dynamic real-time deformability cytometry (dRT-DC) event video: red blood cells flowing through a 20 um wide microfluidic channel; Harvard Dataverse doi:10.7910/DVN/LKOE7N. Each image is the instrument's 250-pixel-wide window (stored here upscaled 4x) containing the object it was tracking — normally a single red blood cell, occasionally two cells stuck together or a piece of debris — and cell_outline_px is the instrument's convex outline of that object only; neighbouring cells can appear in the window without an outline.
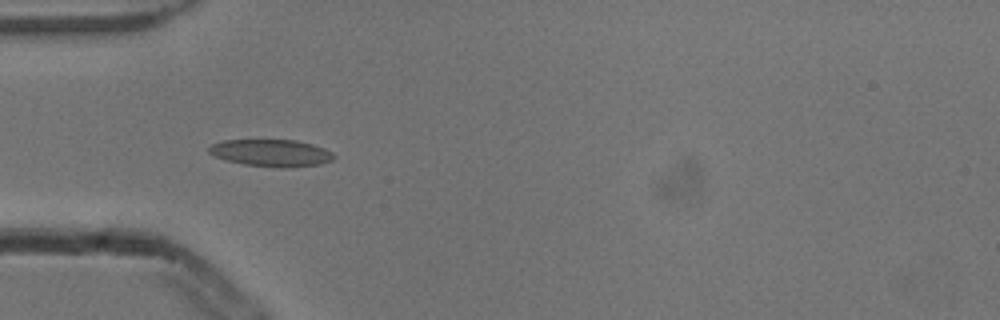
{"species": "common noctule bat (a hibernating species)", "species_latin": "Nyctalus noctula", "temperature_condition": "cold", "stored_images_in_passage": 5, "camera_frame_rate_fps": 3000, "um_per_image_px": 0.085, "animal": {"sex": "male", "body_mass_g": 13.3}, "frame": {"image": 1, "passage_image": 4, "time_ms": 1.0, "image_size_px": [1000, 320], "cell_outline_px": [[336, 156], [332, 160], [320, 164], [288, 168], [280, 168], [244, 164], [228, 160], [216, 156], [208, 152], [208, 148], [212, 144], [224, 140], [296, 140], [312, 144], [324, 148], [332, 152]], "centroid_in_image_um": [23.09, 13.0], "position_along_channel_um": 61.9, "area_um2": 19.65}}
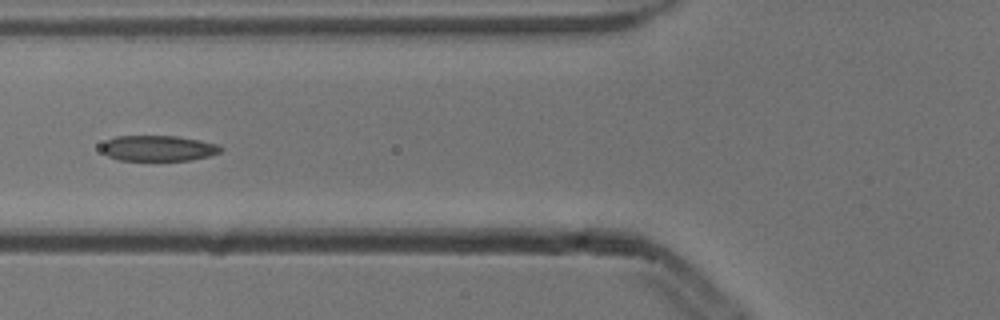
{"frame": {"image": 2, "passage_image": 5, "time_ms": 1.333, "image_size_px": [1000, 320], "cell_outline_px": [[224, 148], [220, 152], [208, 156], [192, 160], [120, 160], [108, 156], [100, 148], [108, 140], [116, 136], [176, 136], [200, 140], [216, 144]], "centroid_in_image_um": [13.47, 12.6], "position_along_channel_um": 112.3, "area_um2": 17.63}}